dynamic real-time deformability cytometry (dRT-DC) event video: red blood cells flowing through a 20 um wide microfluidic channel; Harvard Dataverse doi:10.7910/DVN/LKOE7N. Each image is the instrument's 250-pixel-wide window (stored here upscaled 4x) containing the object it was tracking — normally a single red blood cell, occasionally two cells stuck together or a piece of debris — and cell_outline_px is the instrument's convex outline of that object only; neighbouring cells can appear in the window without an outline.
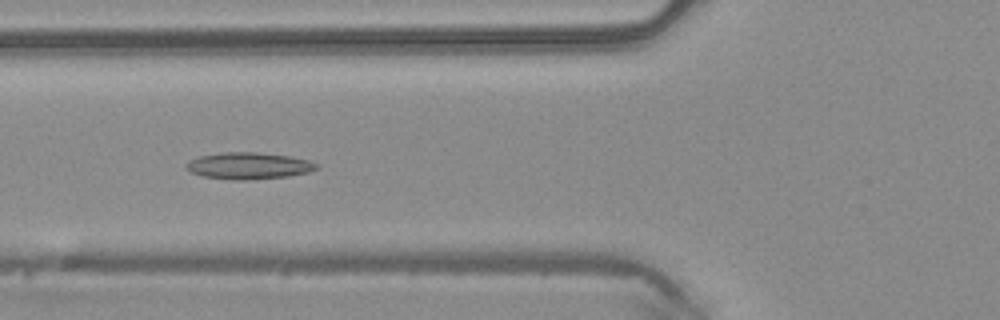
{"species": "common noctule bat (a hibernating species)", "species_latin": "Nyctalus noctula", "temperature_condition": "warm", "stored_images_in_passage": 36, "camera_frame_rate_fps": 3000, "um_per_image_px": 0.085, "animal": {"sex": "male", "body_mass_g": 20.4}, "frame": {"image": 1, "passage_image": 6, "time_ms": 1.667, "image_size_px": [1000, 320], "cell_outline_px": [[320, 168], [308, 172], [288, 176], [252, 180], [232, 180], [204, 176], [192, 172], [184, 168], [184, 164], [200, 156], [224, 152], [256, 152], [292, 156], [308, 160], [320, 164]], "centroid_in_image_um": [21.18, 14.09], "position_along_channel_um": 104.6, "area_um2": 20.4}}
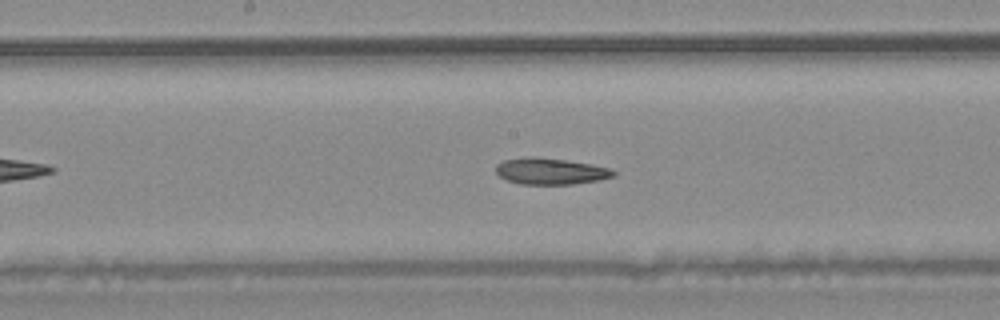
{"frame": {"image": 2, "passage_image": 13, "time_ms": 4.0, "image_size_px": [1000, 320], "cell_outline_px": [[616, 176], [600, 180], [572, 184], [520, 184], [508, 180], [500, 176], [496, 172], [496, 164], [504, 160], [532, 156], [564, 160], [592, 164], [612, 168], [616, 172]], "centroid_in_image_um": [46.84, 14.56], "position_along_channel_um": 201.4, "area_um2": 18.09}}
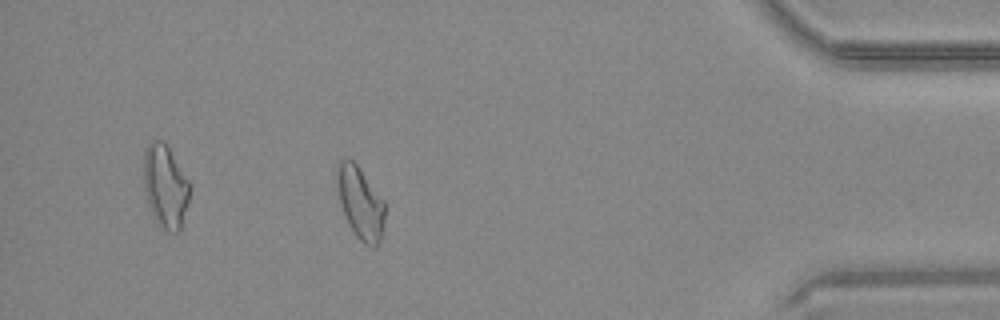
{"frame": {"image": 3, "passage_image": 31, "time_ms": 10.0, "image_size_px": [1000, 320], "cell_outline_px": [[384, 232], [376, 248], [372, 248], [364, 244], [356, 236], [348, 224], [340, 204], [336, 184], [336, 164], [340, 160], [352, 160], [356, 164], [384, 200]], "centroid_in_image_um": [30.62, 17.28], "position_along_channel_um": 404.6, "area_um2": 20.35}, "authors_computed_cell_mechanics": {"area_um2": 18.6983, "velocity_mm_per_s": 4.1399, "shape_relaxation_time_tau1_ms": null, "shape_relaxation_time_tau2_ms": 4.7171, "deformation_change_tau1": null, "deformation_change_tau2": 0.1149}}